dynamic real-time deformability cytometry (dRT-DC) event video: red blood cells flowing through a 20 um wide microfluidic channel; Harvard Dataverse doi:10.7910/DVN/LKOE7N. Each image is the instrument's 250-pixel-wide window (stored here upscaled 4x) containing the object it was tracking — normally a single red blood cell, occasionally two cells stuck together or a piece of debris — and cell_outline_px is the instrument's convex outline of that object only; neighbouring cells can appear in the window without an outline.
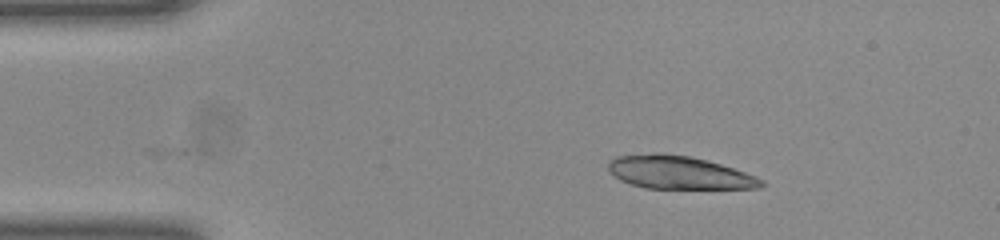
{"species": "common noctule bat (a hibernating species)", "species_latin": "Nyctalus noctula", "temperature_condition": "room temperature", "stored_images_in_passage": 8, "camera_frame_rate_fps": 3000, "um_per_image_px": 0.085, "animal": {"sex": "female", "body_mass_g": 23.0, "forearm_length_mm": 53.4}, "frame": {"image": 1, "passage_image": 2, "time_ms": 0.333, "image_size_px": [1000, 240], "cell_outline_px": [[764, 184], [760, 188], [648, 188], [632, 184], [620, 180], [608, 168], [608, 160], [616, 156], [656, 152], [664, 152], [692, 156], [720, 164], [756, 176], [764, 180]], "centroid_in_image_um": [57.69, 14.64], "position_along_channel_um": 27.3, "area_um2": 29.42}}